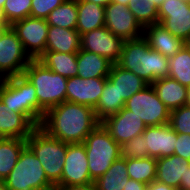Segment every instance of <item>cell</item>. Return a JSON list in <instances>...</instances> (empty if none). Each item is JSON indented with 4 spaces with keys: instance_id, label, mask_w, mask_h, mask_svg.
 <instances>
[{
    "instance_id": "cell-18",
    "label": "cell",
    "mask_w": 190,
    "mask_h": 190,
    "mask_svg": "<svg viewBox=\"0 0 190 190\" xmlns=\"http://www.w3.org/2000/svg\"><path fill=\"white\" fill-rule=\"evenodd\" d=\"M36 126L22 113L0 100V138L27 139Z\"/></svg>"
},
{
    "instance_id": "cell-33",
    "label": "cell",
    "mask_w": 190,
    "mask_h": 190,
    "mask_svg": "<svg viewBox=\"0 0 190 190\" xmlns=\"http://www.w3.org/2000/svg\"><path fill=\"white\" fill-rule=\"evenodd\" d=\"M127 7L143 27L158 23V7L151 0H130Z\"/></svg>"
},
{
    "instance_id": "cell-19",
    "label": "cell",
    "mask_w": 190,
    "mask_h": 190,
    "mask_svg": "<svg viewBox=\"0 0 190 190\" xmlns=\"http://www.w3.org/2000/svg\"><path fill=\"white\" fill-rule=\"evenodd\" d=\"M143 36L152 50L158 51L168 58L174 56L184 46V42L180 38L172 35L160 23L145 26Z\"/></svg>"
},
{
    "instance_id": "cell-20",
    "label": "cell",
    "mask_w": 190,
    "mask_h": 190,
    "mask_svg": "<svg viewBox=\"0 0 190 190\" xmlns=\"http://www.w3.org/2000/svg\"><path fill=\"white\" fill-rule=\"evenodd\" d=\"M190 161L175 154L157 159L156 181L179 190Z\"/></svg>"
},
{
    "instance_id": "cell-26",
    "label": "cell",
    "mask_w": 190,
    "mask_h": 190,
    "mask_svg": "<svg viewBox=\"0 0 190 190\" xmlns=\"http://www.w3.org/2000/svg\"><path fill=\"white\" fill-rule=\"evenodd\" d=\"M38 60L63 77L78 76L77 54L45 51Z\"/></svg>"
},
{
    "instance_id": "cell-45",
    "label": "cell",
    "mask_w": 190,
    "mask_h": 190,
    "mask_svg": "<svg viewBox=\"0 0 190 190\" xmlns=\"http://www.w3.org/2000/svg\"><path fill=\"white\" fill-rule=\"evenodd\" d=\"M130 0H111V2L122 4L123 6H128Z\"/></svg>"
},
{
    "instance_id": "cell-34",
    "label": "cell",
    "mask_w": 190,
    "mask_h": 190,
    "mask_svg": "<svg viewBox=\"0 0 190 190\" xmlns=\"http://www.w3.org/2000/svg\"><path fill=\"white\" fill-rule=\"evenodd\" d=\"M32 0H6L0 18L11 25L30 16Z\"/></svg>"
},
{
    "instance_id": "cell-28",
    "label": "cell",
    "mask_w": 190,
    "mask_h": 190,
    "mask_svg": "<svg viewBox=\"0 0 190 190\" xmlns=\"http://www.w3.org/2000/svg\"><path fill=\"white\" fill-rule=\"evenodd\" d=\"M128 179L127 159L120 157L93 183L96 190H123Z\"/></svg>"
},
{
    "instance_id": "cell-6",
    "label": "cell",
    "mask_w": 190,
    "mask_h": 190,
    "mask_svg": "<svg viewBox=\"0 0 190 190\" xmlns=\"http://www.w3.org/2000/svg\"><path fill=\"white\" fill-rule=\"evenodd\" d=\"M3 181L8 190L55 189L39 159L28 146L22 150L16 165Z\"/></svg>"
},
{
    "instance_id": "cell-8",
    "label": "cell",
    "mask_w": 190,
    "mask_h": 190,
    "mask_svg": "<svg viewBox=\"0 0 190 190\" xmlns=\"http://www.w3.org/2000/svg\"><path fill=\"white\" fill-rule=\"evenodd\" d=\"M124 108L141 118L147 127L164 125L170 120V110L158 98L151 84L126 100Z\"/></svg>"
},
{
    "instance_id": "cell-43",
    "label": "cell",
    "mask_w": 190,
    "mask_h": 190,
    "mask_svg": "<svg viewBox=\"0 0 190 190\" xmlns=\"http://www.w3.org/2000/svg\"><path fill=\"white\" fill-rule=\"evenodd\" d=\"M10 27L7 23H5L1 18H0V39L4 32Z\"/></svg>"
},
{
    "instance_id": "cell-49",
    "label": "cell",
    "mask_w": 190,
    "mask_h": 190,
    "mask_svg": "<svg viewBox=\"0 0 190 190\" xmlns=\"http://www.w3.org/2000/svg\"><path fill=\"white\" fill-rule=\"evenodd\" d=\"M0 190H8L6 188V185H5L4 181H0Z\"/></svg>"
},
{
    "instance_id": "cell-47",
    "label": "cell",
    "mask_w": 190,
    "mask_h": 190,
    "mask_svg": "<svg viewBox=\"0 0 190 190\" xmlns=\"http://www.w3.org/2000/svg\"><path fill=\"white\" fill-rule=\"evenodd\" d=\"M159 8L165 0H151Z\"/></svg>"
},
{
    "instance_id": "cell-48",
    "label": "cell",
    "mask_w": 190,
    "mask_h": 190,
    "mask_svg": "<svg viewBox=\"0 0 190 190\" xmlns=\"http://www.w3.org/2000/svg\"><path fill=\"white\" fill-rule=\"evenodd\" d=\"M184 45L190 49V35L188 36V38L184 41Z\"/></svg>"
},
{
    "instance_id": "cell-38",
    "label": "cell",
    "mask_w": 190,
    "mask_h": 190,
    "mask_svg": "<svg viewBox=\"0 0 190 190\" xmlns=\"http://www.w3.org/2000/svg\"><path fill=\"white\" fill-rule=\"evenodd\" d=\"M174 154L190 161V134H178Z\"/></svg>"
},
{
    "instance_id": "cell-25",
    "label": "cell",
    "mask_w": 190,
    "mask_h": 190,
    "mask_svg": "<svg viewBox=\"0 0 190 190\" xmlns=\"http://www.w3.org/2000/svg\"><path fill=\"white\" fill-rule=\"evenodd\" d=\"M76 30L80 35L105 26V7L89 1L77 0Z\"/></svg>"
},
{
    "instance_id": "cell-11",
    "label": "cell",
    "mask_w": 190,
    "mask_h": 190,
    "mask_svg": "<svg viewBox=\"0 0 190 190\" xmlns=\"http://www.w3.org/2000/svg\"><path fill=\"white\" fill-rule=\"evenodd\" d=\"M88 161L84 143H67L61 180L55 187L90 184Z\"/></svg>"
},
{
    "instance_id": "cell-9",
    "label": "cell",
    "mask_w": 190,
    "mask_h": 190,
    "mask_svg": "<svg viewBox=\"0 0 190 190\" xmlns=\"http://www.w3.org/2000/svg\"><path fill=\"white\" fill-rule=\"evenodd\" d=\"M31 60L16 33L9 27L0 39V79L23 75Z\"/></svg>"
},
{
    "instance_id": "cell-31",
    "label": "cell",
    "mask_w": 190,
    "mask_h": 190,
    "mask_svg": "<svg viewBox=\"0 0 190 190\" xmlns=\"http://www.w3.org/2000/svg\"><path fill=\"white\" fill-rule=\"evenodd\" d=\"M156 168L157 159L149 156L127 159L128 177L144 184H150L156 180Z\"/></svg>"
},
{
    "instance_id": "cell-37",
    "label": "cell",
    "mask_w": 190,
    "mask_h": 190,
    "mask_svg": "<svg viewBox=\"0 0 190 190\" xmlns=\"http://www.w3.org/2000/svg\"><path fill=\"white\" fill-rule=\"evenodd\" d=\"M66 0H32L30 17L46 19L48 15Z\"/></svg>"
},
{
    "instance_id": "cell-42",
    "label": "cell",
    "mask_w": 190,
    "mask_h": 190,
    "mask_svg": "<svg viewBox=\"0 0 190 190\" xmlns=\"http://www.w3.org/2000/svg\"><path fill=\"white\" fill-rule=\"evenodd\" d=\"M179 190H190V166L187 168L184 179H181L180 181Z\"/></svg>"
},
{
    "instance_id": "cell-46",
    "label": "cell",
    "mask_w": 190,
    "mask_h": 190,
    "mask_svg": "<svg viewBox=\"0 0 190 190\" xmlns=\"http://www.w3.org/2000/svg\"><path fill=\"white\" fill-rule=\"evenodd\" d=\"M186 105L190 107V86L187 87V101Z\"/></svg>"
},
{
    "instance_id": "cell-21",
    "label": "cell",
    "mask_w": 190,
    "mask_h": 190,
    "mask_svg": "<svg viewBox=\"0 0 190 190\" xmlns=\"http://www.w3.org/2000/svg\"><path fill=\"white\" fill-rule=\"evenodd\" d=\"M81 49V35L77 30L49 26L46 51L77 54Z\"/></svg>"
},
{
    "instance_id": "cell-2",
    "label": "cell",
    "mask_w": 190,
    "mask_h": 190,
    "mask_svg": "<svg viewBox=\"0 0 190 190\" xmlns=\"http://www.w3.org/2000/svg\"><path fill=\"white\" fill-rule=\"evenodd\" d=\"M116 64L132 71L148 84L169 75L168 57L152 50L144 36L125 40Z\"/></svg>"
},
{
    "instance_id": "cell-27",
    "label": "cell",
    "mask_w": 190,
    "mask_h": 190,
    "mask_svg": "<svg viewBox=\"0 0 190 190\" xmlns=\"http://www.w3.org/2000/svg\"><path fill=\"white\" fill-rule=\"evenodd\" d=\"M26 146V139L0 138V181L12 171Z\"/></svg>"
},
{
    "instance_id": "cell-41",
    "label": "cell",
    "mask_w": 190,
    "mask_h": 190,
    "mask_svg": "<svg viewBox=\"0 0 190 190\" xmlns=\"http://www.w3.org/2000/svg\"><path fill=\"white\" fill-rule=\"evenodd\" d=\"M147 190H177V189L155 180L150 184H147Z\"/></svg>"
},
{
    "instance_id": "cell-40",
    "label": "cell",
    "mask_w": 190,
    "mask_h": 190,
    "mask_svg": "<svg viewBox=\"0 0 190 190\" xmlns=\"http://www.w3.org/2000/svg\"><path fill=\"white\" fill-rule=\"evenodd\" d=\"M54 190H96V187L94 183H90V184H83V185L55 187Z\"/></svg>"
},
{
    "instance_id": "cell-17",
    "label": "cell",
    "mask_w": 190,
    "mask_h": 190,
    "mask_svg": "<svg viewBox=\"0 0 190 190\" xmlns=\"http://www.w3.org/2000/svg\"><path fill=\"white\" fill-rule=\"evenodd\" d=\"M148 156L151 158H161L171 156L175 151L177 133L169 123L160 126L146 127L143 132Z\"/></svg>"
},
{
    "instance_id": "cell-4",
    "label": "cell",
    "mask_w": 190,
    "mask_h": 190,
    "mask_svg": "<svg viewBox=\"0 0 190 190\" xmlns=\"http://www.w3.org/2000/svg\"><path fill=\"white\" fill-rule=\"evenodd\" d=\"M27 146L39 159L47 178L56 185L62 177L67 143L36 127L26 139Z\"/></svg>"
},
{
    "instance_id": "cell-16",
    "label": "cell",
    "mask_w": 190,
    "mask_h": 190,
    "mask_svg": "<svg viewBox=\"0 0 190 190\" xmlns=\"http://www.w3.org/2000/svg\"><path fill=\"white\" fill-rule=\"evenodd\" d=\"M107 78H67L66 101L95 109Z\"/></svg>"
},
{
    "instance_id": "cell-1",
    "label": "cell",
    "mask_w": 190,
    "mask_h": 190,
    "mask_svg": "<svg viewBox=\"0 0 190 190\" xmlns=\"http://www.w3.org/2000/svg\"><path fill=\"white\" fill-rule=\"evenodd\" d=\"M100 122L91 107L64 101L47 110L40 128L66 143H83Z\"/></svg>"
},
{
    "instance_id": "cell-13",
    "label": "cell",
    "mask_w": 190,
    "mask_h": 190,
    "mask_svg": "<svg viewBox=\"0 0 190 190\" xmlns=\"http://www.w3.org/2000/svg\"><path fill=\"white\" fill-rule=\"evenodd\" d=\"M105 27L124 41L143 36L144 27L127 6L110 2L105 6Z\"/></svg>"
},
{
    "instance_id": "cell-50",
    "label": "cell",
    "mask_w": 190,
    "mask_h": 190,
    "mask_svg": "<svg viewBox=\"0 0 190 190\" xmlns=\"http://www.w3.org/2000/svg\"><path fill=\"white\" fill-rule=\"evenodd\" d=\"M6 2V0H0V13L2 12L4 3Z\"/></svg>"
},
{
    "instance_id": "cell-39",
    "label": "cell",
    "mask_w": 190,
    "mask_h": 190,
    "mask_svg": "<svg viewBox=\"0 0 190 190\" xmlns=\"http://www.w3.org/2000/svg\"><path fill=\"white\" fill-rule=\"evenodd\" d=\"M123 190H147V184L129 178Z\"/></svg>"
},
{
    "instance_id": "cell-35",
    "label": "cell",
    "mask_w": 190,
    "mask_h": 190,
    "mask_svg": "<svg viewBox=\"0 0 190 190\" xmlns=\"http://www.w3.org/2000/svg\"><path fill=\"white\" fill-rule=\"evenodd\" d=\"M120 148L121 157L124 159L148 157V150L143 134L137 135L130 141L123 143Z\"/></svg>"
},
{
    "instance_id": "cell-12",
    "label": "cell",
    "mask_w": 190,
    "mask_h": 190,
    "mask_svg": "<svg viewBox=\"0 0 190 190\" xmlns=\"http://www.w3.org/2000/svg\"><path fill=\"white\" fill-rule=\"evenodd\" d=\"M158 23L184 42L190 35V2L165 0L158 8Z\"/></svg>"
},
{
    "instance_id": "cell-30",
    "label": "cell",
    "mask_w": 190,
    "mask_h": 190,
    "mask_svg": "<svg viewBox=\"0 0 190 190\" xmlns=\"http://www.w3.org/2000/svg\"><path fill=\"white\" fill-rule=\"evenodd\" d=\"M78 20L77 0H66L46 18L49 26L76 30Z\"/></svg>"
},
{
    "instance_id": "cell-36",
    "label": "cell",
    "mask_w": 190,
    "mask_h": 190,
    "mask_svg": "<svg viewBox=\"0 0 190 190\" xmlns=\"http://www.w3.org/2000/svg\"><path fill=\"white\" fill-rule=\"evenodd\" d=\"M169 124L178 134H190V107L183 105L170 111Z\"/></svg>"
},
{
    "instance_id": "cell-32",
    "label": "cell",
    "mask_w": 190,
    "mask_h": 190,
    "mask_svg": "<svg viewBox=\"0 0 190 190\" xmlns=\"http://www.w3.org/2000/svg\"><path fill=\"white\" fill-rule=\"evenodd\" d=\"M168 77L175 79L185 87L190 86V49L185 45L168 58Z\"/></svg>"
},
{
    "instance_id": "cell-29",
    "label": "cell",
    "mask_w": 190,
    "mask_h": 190,
    "mask_svg": "<svg viewBox=\"0 0 190 190\" xmlns=\"http://www.w3.org/2000/svg\"><path fill=\"white\" fill-rule=\"evenodd\" d=\"M124 106L125 101L119 99L116 87L107 78L98 104L94 109L96 118L101 123L109 116L117 114Z\"/></svg>"
},
{
    "instance_id": "cell-10",
    "label": "cell",
    "mask_w": 190,
    "mask_h": 190,
    "mask_svg": "<svg viewBox=\"0 0 190 190\" xmlns=\"http://www.w3.org/2000/svg\"><path fill=\"white\" fill-rule=\"evenodd\" d=\"M10 27L31 59H38L46 51L49 28L46 19L29 16L13 22Z\"/></svg>"
},
{
    "instance_id": "cell-22",
    "label": "cell",
    "mask_w": 190,
    "mask_h": 190,
    "mask_svg": "<svg viewBox=\"0 0 190 190\" xmlns=\"http://www.w3.org/2000/svg\"><path fill=\"white\" fill-rule=\"evenodd\" d=\"M107 78L116 87L119 99L124 101L148 85L141 77L135 75L132 71L123 69L117 64L112 65Z\"/></svg>"
},
{
    "instance_id": "cell-23",
    "label": "cell",
    "mask_w": 190,
    "mask_h": 190,
    "mask_svg": "<svg viewBox=\"0 0 190 190\" xmlns=\"http://www.w3.org/2000/svg\"><path fill=\"white\" fill-rule=\"evenodd\" d=\"M151 85L154 88L158 98L170 111L186 105L187 87L181 85L175 79L165 77L157 79Z\"/></svg>"
},
{
    "instance_id": "cell-7",
    "label": "cell",
    "mask_w": 190,
    "mask_h": 190,
    "mask_svg": "<svg viewBox=\"0 0 190 190\" xmlns=\"http://www.w3.org/2000/svg\"><path fill=\"white\" fill-rule=\"evenodd\" d=\"M0 100L13 111L24 114L38 127L36 90L24 75L0 79Z\"/></svg>"
},
{
    "instance_id": "cell-24",
    "label": "cell",
    "mask_w": 190,
    "mask_h": 190,
    "mask_svg": "<svg viewBox=\"0 0 190 190\" xmlns=\"http://www.w3.org/2000/svg\"><path fill=\"white\" fill-rule=\"evenodd\" d=\"M78 76L83 79L107 78L113 63L98 54L80 49L77 53Z\"/></svg>"
},
{
    "instance_id": "cell-14",
    "label": "cell",
    "mask_w": 190,
    "mask_h": 190,
    "mask_svg": "<svg viewBox=\"0 0 190 190\" xmlns=\"http://www.w3.org/2000/svg\"><path fill=\"white\" fill-rule=\"evenodd\" d=\"M124 40L111 33L105 26L81 35V49L116 64L122 52Z\"/></svg>"
},
{
    "instance_id": "cell-3",
    "label": "cell",
    "mask_w": 190,
    "mask_h": 190,
    "mask_svg": "<svg viewBox=\"0 0 190 190\" xmlns=\"http://www.w3.org/2000/svg\"><path fill=\"white\" fill-rule=\"evenodd\" d=\"M23 75L36 90L39 127L47 110L66 101L67 78L53 72L38 59L31 60Z\"/></svg>"
},
{
    "instance_id": "cell-44",
    "label": "cell",
    "mask_w": 190,
    "mask_h": 190,
    "mask_svg": "<svg viewBox=\"0 0 190 190\" xmlns=\"http://www.w3.org/2000/svg\"><path fill=\"white\" fill-rule=\"evenodd\" d=\"M83 1H89L92 3H96V4L101 5L103 7H105L106 5H108L111 2V0H83Z\"/></svg>"
},
{
    "instance_id": "cell-5",
    "label": "cell",
    "mask_w": 190,
    "mask_h": 190,
    "mask_svg": "<svg viewBox=\"0 0 190 190\" xmlns=\"http://www.w3.org/2000/svg\"><path fill=\"white\" fill-rule=\"evenodd\" d=\"M83 143L93 181L101 177L112 163L121 157L120 145L101 123L87 135Z\"/></svg>"
},
{
    "instance_id": "cell-15",
    "label": "cell",
    "mask_w": 190,
    "mask_h": 190,
    "mask_svg": "<svg viewBox=\"0 0 190 190\" xmlns=\"http://www.w3.org/2000/svg\"><path fill=\"white\" fill-rule=\"evenodd\" d=\"M101 124L120 146L135 136L143 134L147 127L141 118L124 107L117 114L103 120Z\"/></svg>"
}]
</instances>
